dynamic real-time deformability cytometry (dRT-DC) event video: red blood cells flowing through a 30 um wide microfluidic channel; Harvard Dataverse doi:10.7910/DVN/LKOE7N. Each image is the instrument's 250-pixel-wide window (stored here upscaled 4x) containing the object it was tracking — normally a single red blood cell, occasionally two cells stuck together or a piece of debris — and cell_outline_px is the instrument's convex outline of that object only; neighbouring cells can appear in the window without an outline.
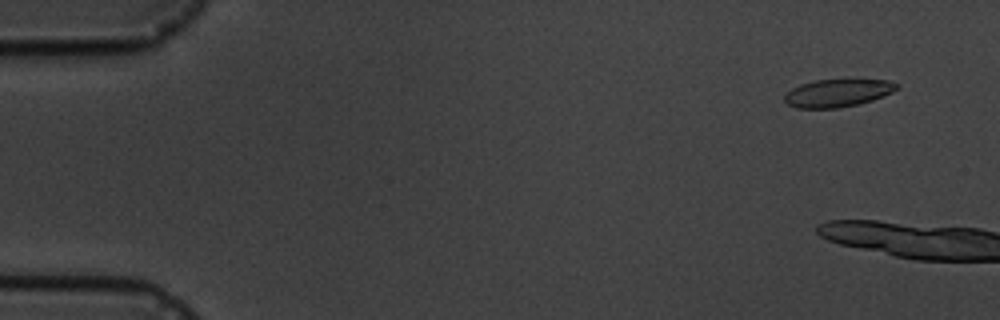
{"species": "common noctule bat (a hibernating species)", "species_latin": "Nyctalus noctula", "temperature_condition": "cold", "stored_images_in_passage": 6, "camera_frame_rate_fps": 3000, "um_per_image_px": 0.085, "animal": {"sex": "male", "body_mass_g": 19.5, "forearm_length_mm": 54.6}, "frame": {"image": 1, "passage_image": 1, "time_ms": 0.0, "image_size_px": [1000, 320], "cell_outline_px": [[900, 88], [892, 92], [872, 100], [840, 108], [796, 108], [788, 104], [784, 100], [784, 96], [792, 88], [800, 84], [816, 80], [888, 80], [900, 84]], "centroid_in_image_um": [71.21, 7.9], "position_along_channel_um": 13.8, "area_um2": 18.03}}
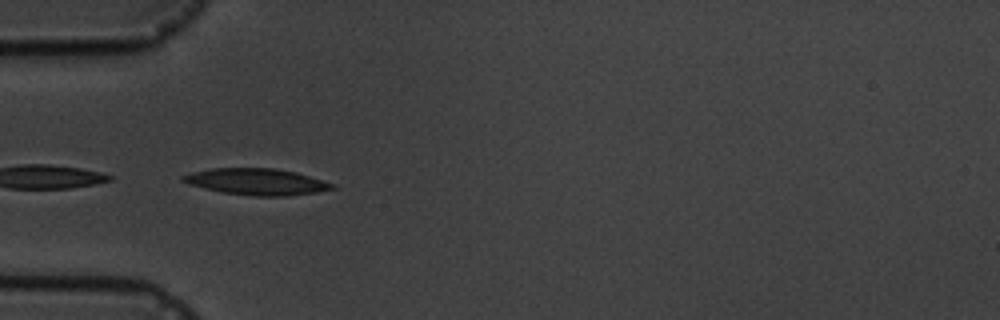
{"frame": {"image": 2, "passage_image": 6, "time_ms": 6.667, "image_size_px": [1000, 320], "cell_outline_px": [[336, 188], [316, 192], [284, 196], [252, 196], [220, 192], [188, 184], [180, 180], [180, 176], [192, 172], [212, 168], [276, 168], [296, 172], [332, 184]], "centroid_in_image_um": [21.73, 15.44], "position_along_channel_um": 63.3, "area_um2": 22.89}}